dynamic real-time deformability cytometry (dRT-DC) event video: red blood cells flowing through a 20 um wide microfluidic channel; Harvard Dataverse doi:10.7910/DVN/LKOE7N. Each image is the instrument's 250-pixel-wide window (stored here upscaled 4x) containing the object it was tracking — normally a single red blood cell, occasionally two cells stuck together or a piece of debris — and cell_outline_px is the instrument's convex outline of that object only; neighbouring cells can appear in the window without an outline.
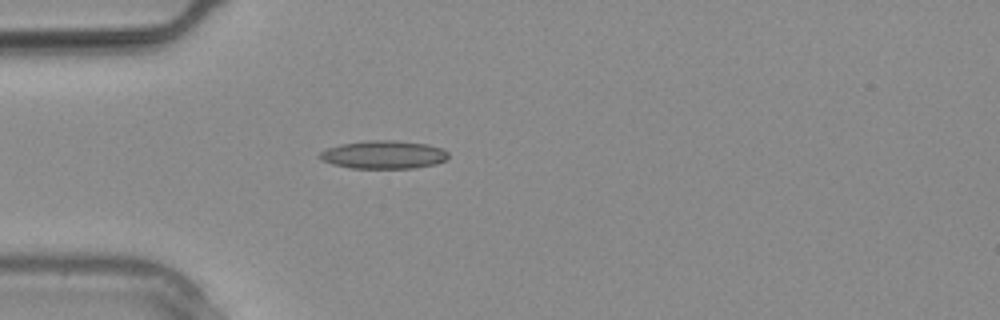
{"species": "common noctule bat (a hibernating species)", "species_latin": "Nyctalus noctula", "temperature_condition": "warm", "stored_images_in_passage": 13, "camera_frame_rate_fps": 3000, "um_per_image_px": 0.085, "animal": {"sex": "male", "body_mass_g": 20.4}, "frame": {"image": 1, "passage_image": 6, "time_ms": 1.667, "image_size_px": [1000, 320], "cell_outline_px": [[448, 156], [444, 160], [436, 164], [416, 168], [352, 168], [332, 164], [320, 160], [316, 156], [320, 152], [328, 148], [340, 144], [368, 140], [396, 140], [428, 144], [444, 148], [448, 152]], "centroid_in_image_um": [32.6, 13.14], "position_along_channel_um": 52.4, "area_um2": 21.33}}